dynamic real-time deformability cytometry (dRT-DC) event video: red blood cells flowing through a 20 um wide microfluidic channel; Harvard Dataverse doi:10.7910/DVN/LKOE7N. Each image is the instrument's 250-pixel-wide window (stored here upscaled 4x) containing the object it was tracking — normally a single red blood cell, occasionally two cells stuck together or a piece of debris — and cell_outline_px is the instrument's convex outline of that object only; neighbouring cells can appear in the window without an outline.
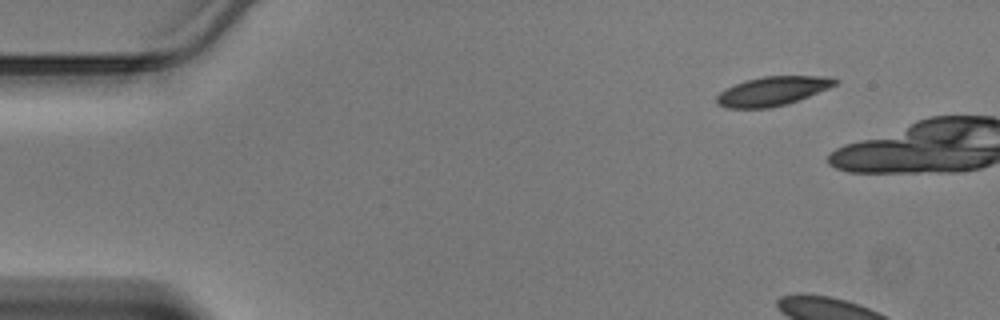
{"species": "Egyptian fruit bat (a non-hibernating species)", "species_latin": "Rousettus aegyptiacus", "temperature_condition": "warm", "stored_images_in_passage": 2, "camera_frame_rate_fps": 3000, "um_per_image_px": 0.085, "animal": {"sex": "male"}, "frame": {"image": 1, "passage_image": 1, "time_ms": 0.0, "image_size_px": [1000, 320], "cell_outline_px": [[840, 80], [836, 84], [828, 88], [788, 104], [768, 108], [724, 108], [716, 104], [716, 96], [720, 92], [744, 80], [764, 76], [828, 76]], "centroid_in_image_um": [65.64, 7.75], "position_along_channel_um": 19.4, "area_um2": 20.06}}